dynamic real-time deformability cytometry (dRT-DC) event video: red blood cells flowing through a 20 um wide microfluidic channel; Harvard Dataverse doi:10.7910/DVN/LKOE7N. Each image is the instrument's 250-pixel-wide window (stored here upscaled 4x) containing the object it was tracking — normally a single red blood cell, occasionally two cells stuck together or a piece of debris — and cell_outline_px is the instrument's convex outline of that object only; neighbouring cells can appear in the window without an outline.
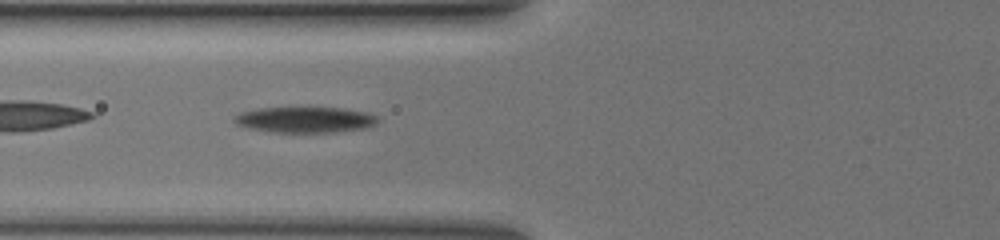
{"species": "common noctule bat (a hibernating species)", "species_latin": "Nyctalus noctula", "temperature_condition": "warm", "stored_images_in_passage": 42, "camera_frame_rate_fps": 3000, "um_per_image_px": 0.085, "animal": {"sex": "female", "body_mass_g": 19.5, "forearm_length_mm": 54.1}, "frame": {"image": 1, "passage_image": 10, "time_ms": 3.0, "image_size_px": [1000, 240], "cell_outline_px": [[380, 120], [376, 124], [364, 128], [336, 132], [272, 132], [248, 128], [236, 124], [232, 120], [232, 116], [240, 112], [260, 108], [340, 108], [364, 112], [376, 116]], "centroid_in_image_um": [25.88, 10.18], "position_along_channel_um": 99.9, "area_um2": 21.5}}
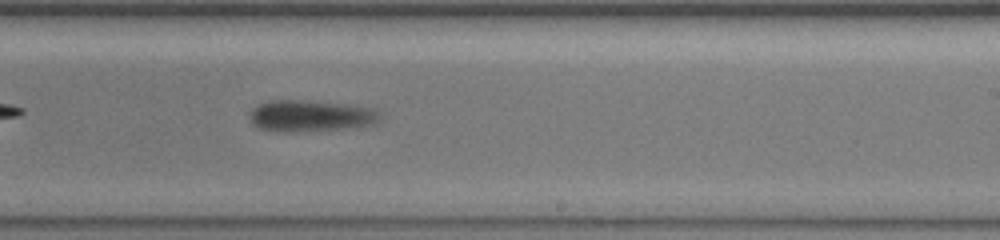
{"frame": {"image": 2, "passage_image": 23, "time_ms": 7.333, "image_size_px": [1000, 240], "cell_outline_px": [[376, 124], [344, 128], [292, 132], [284, 132], [256, 128], [248, 120], [252, 108], [260, 104], [272, 100], [300, 100], [340, 104], [368, 108], [376, 112]], "centroid_in_image_um": [26.24, 9.86], "position_along_channel_um": 262.8, "area_um2": 23.29}}
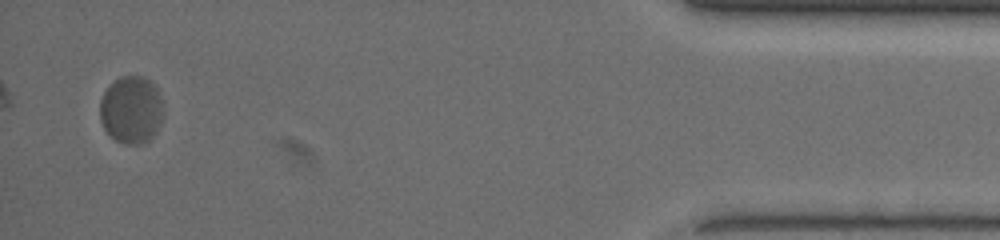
{"frame": {"image": 3, "passage_image": 41, "time_ms": 13.333, "image_size_px": [1000, 240], "cell_outline_px": [[164, 116], [160, 124], [152, 136], [148, 140], [140, 144], [124, 144], [116, 140], [104, 128], [100, 120], [100, 100], [104, 92], [120, 76], [144, 76], [156, 88], [164, 112]], "centroid_in_image_um": [11.16, 9.34], "position_along_channel_um": 424.0, "area_um2": 24.68}, "authors_computed_cell_mechanics": {"area_um2": 23.4957, "velocity_mm_per_s": 3.759, "shape_relaxation_time_tau1_ms": 3.6836, "shape_relaxation_time_tau2_ms": null, "deformation_change_tau1": 0.1123, "deformation_change_tau2": null}}